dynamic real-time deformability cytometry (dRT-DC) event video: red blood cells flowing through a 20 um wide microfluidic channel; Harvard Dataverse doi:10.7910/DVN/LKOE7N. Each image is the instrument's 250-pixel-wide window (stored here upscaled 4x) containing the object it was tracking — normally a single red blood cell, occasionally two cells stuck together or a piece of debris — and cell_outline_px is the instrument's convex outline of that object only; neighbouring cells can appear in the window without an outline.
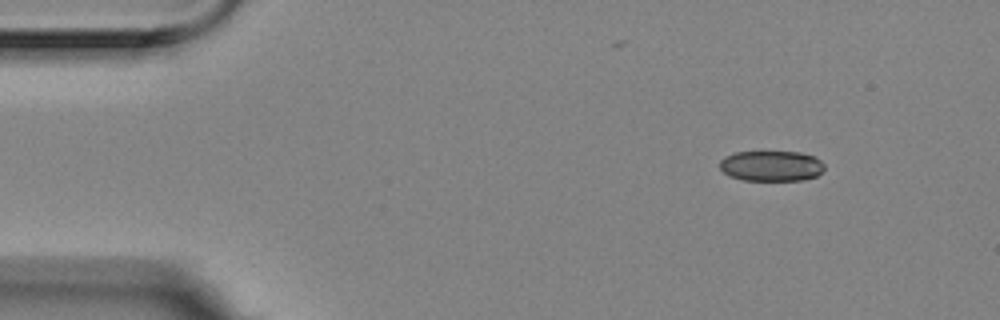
{"species": "Egyptian fruit bat (a non-hibernating species)", "species_latin": "Rousettus aegyptiacus", "temperature_condition": "room temperature", "stored_images_in_passage": 13, "camera_frame_rate_fps": 3000, "um_per_image_px": 0.085, "animal": {"sex": "female"}, "frame": {"image": 1, "passage_image": 1, "time_ms": 0.0, "image_size_px": [1000, 320], "cell_outline_px": [[824, 168], [816, 176], [804, 180], [744, 180], [728, 176], [720, 168], [720, 160], [724, 156], [736, 152], [800, 152], [812, 156], [820, 160], [824, 164]], "centroid_in_image_um": [65.54, 14.1], "position_along_channel_um": 19.5, "area_um2": 18.55}}
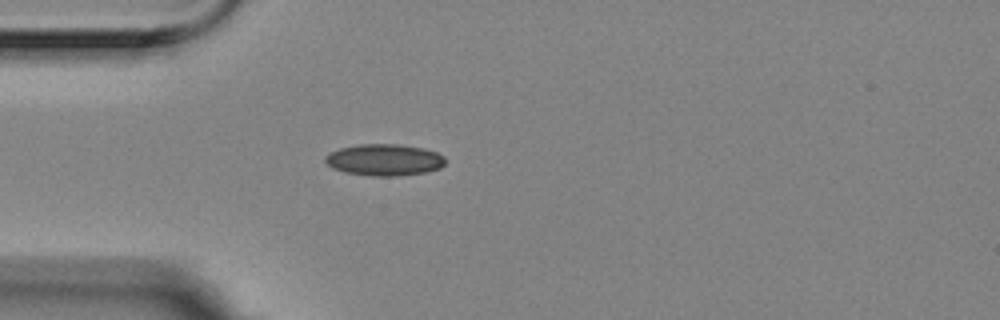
{"frame": {"image": 2, "passage_image": 10, "time_ms": 3.0, "image_size_px": [1000, 320], "cell_outline_px": [[444, 164], [440, 168], [424, 172], [400, 176], [372, 176], [344, 172], [332, 168], [324, 160], [324, 156], [340, 148], [360, 144], [396, 144], [424, 148], [436, 152], [444, 156]], "centroid_in_image_um": [32.66, 13.59], "position_along_channel_um": 52.3, "area_um2": 22.08}}